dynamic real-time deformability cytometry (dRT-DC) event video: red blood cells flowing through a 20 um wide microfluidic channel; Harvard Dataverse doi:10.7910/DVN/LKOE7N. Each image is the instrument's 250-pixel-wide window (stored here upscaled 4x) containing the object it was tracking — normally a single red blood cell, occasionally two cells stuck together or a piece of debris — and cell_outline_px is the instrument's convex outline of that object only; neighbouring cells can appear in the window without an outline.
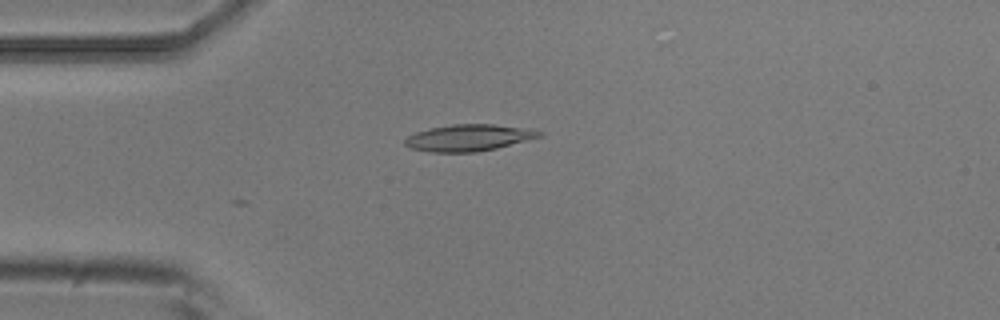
{"species": "common noctule bat (a hibernating species)", "species_latin": "Nyctalus noctula", "temperature_condition": "room temperature", "stored_images_in_passage": 1, "camera_frame_rate_fps": 3000, "um_per_image_px": 0.085, "animal": {"sex": "male", "body_mass_g": 20.5, "forearm_length_mm": 52.5}, "frame": {"image": 1, "passage_image": 1, "time_ms": 0.0, "image_size_px": [1000, 320], "cell_outline_px": [[544, 136], [496, 148], [476, 152], [428, 152], [412, 148], [404, 144], [404, 140], [408, 136], [416, 132], [432, 128], [452, 124], [492, 124], [520, 128], [544, 132]], "centroid_in_image_um": [39.83, 11.71], "position_along_channel_um": 45.2, "area_um2": 20.58}}